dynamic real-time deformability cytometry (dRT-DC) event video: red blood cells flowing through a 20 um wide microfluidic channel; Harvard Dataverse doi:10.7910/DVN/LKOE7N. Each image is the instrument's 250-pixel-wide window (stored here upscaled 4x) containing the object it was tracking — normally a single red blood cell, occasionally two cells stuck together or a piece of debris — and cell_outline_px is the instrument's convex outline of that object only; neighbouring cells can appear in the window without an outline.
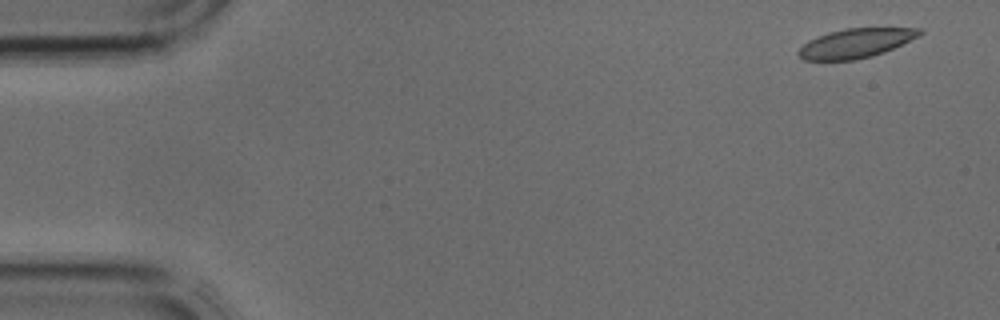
{"species": "common noctule bat (a hibernating species)", "species_latin": "Nyctalus noctula", "temperature_condition": "cold", "stored_images_in_passage": 4, "camera_frame_rate_fps": 3000, "um_per_image_px": 0.085, "animal": {"sex": "male", "body_mass_g": 17.9, "forearm_length_mm": 54.2}, "frame": {"image": 1, "passage_image": 1, "time_ms": 0.0, "image_size_px": [1000, 320], "cell_outline_px": [[924, 32], [920, 36], [884, 52], [872, 56], [852, 60], [804, 60], [796, 52], [808, 40], [828, 32], [844, 28], [924, 28]], "centroid_in_image_um": [72.76, 3.66], "position_along_channel_um": 12.2, "area_um2": 20.69}}
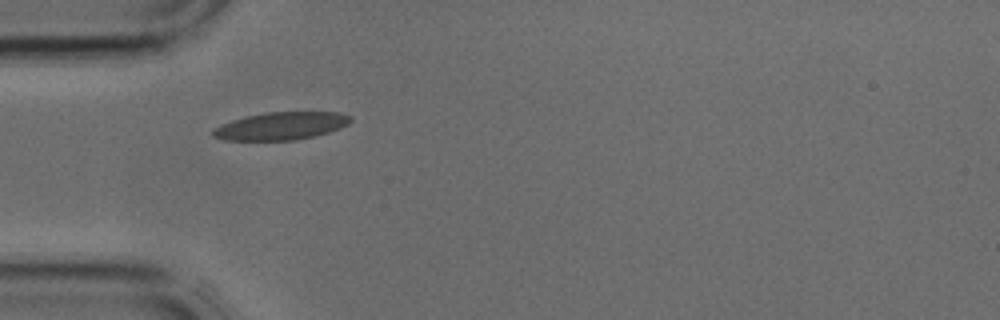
{"frame": {"image": 2, "passage_image": 4, "time_ms": 1.0, "image_size_px": [1000, 320], "cell_outline_px": [[352, 120], [348, 124], [340, 128], [316, 136], [292, 140], [224, 140], [212, 136], [212, 128], [220, 124], [232, 120], [248, 116], [268, 112], [340, 112], [352, 116]], "centroid_in_image_um": [23.89, 10.7], "position_along_channel_um": 61.1, "area_um2": 22.25}}